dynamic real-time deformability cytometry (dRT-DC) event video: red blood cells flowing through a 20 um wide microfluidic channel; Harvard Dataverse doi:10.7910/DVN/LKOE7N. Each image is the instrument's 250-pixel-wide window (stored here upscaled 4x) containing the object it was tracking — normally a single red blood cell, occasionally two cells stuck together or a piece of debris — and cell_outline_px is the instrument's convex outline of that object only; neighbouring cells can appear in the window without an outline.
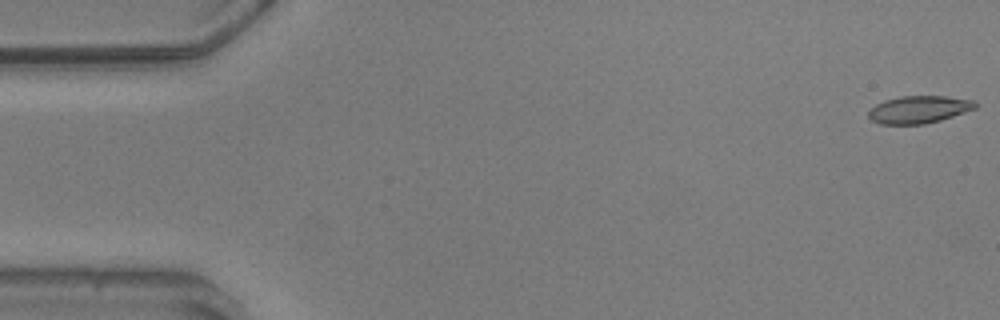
{"species": "common noctule bat (a hibernating species)", "species_latin": "Nyctalus noctula", "temperature_condition": "warm", "stored_images_in_passage": 56, "camera_frame_rate_fps": 3000, "um_per_image_px": 0.085, "animal": {"sex": "male", "body_mass_g": 20.5, "forearm_length_mm": 52.5}, "frame": {"image": 1, "passage_image": 1, "time_ms": 0.0, "image_size_px": [1000, 320], "cell_outline_px": [[976, 108], [940, 120], [924, 124], [880, 124], [872, 120], [868, 116], [868, 112], [876, 104], [884, 100], [900, 96], [944, 96], [976, 100]], "centroid_in_image_um": [78.1, 9.3], "position_along_channel_um": 6.9, "area_um2": 16.99}}
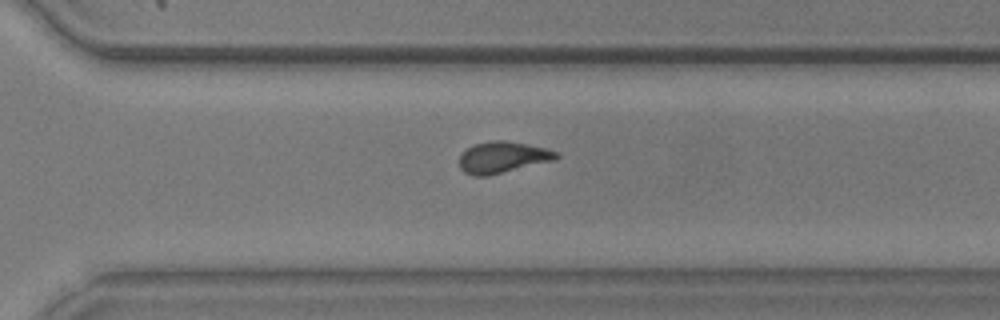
{"frame": {"image": 2, "passage_image": 39, "time_ms": 12.667, "image_size_px": [1000, 320], "cell_outline_px": [[560, 156], [556, 160], [488, 176], [476, 176], [464, 172], [460, 168], [460, 156], [468, 148], [476, 144], [492, 140], [504, 140], [544, 148], [556, 152]], "centroid_in_image_um": [42.73, 13.38], "position_along_channel_um": 327.9, "area_um2": 17.51}}
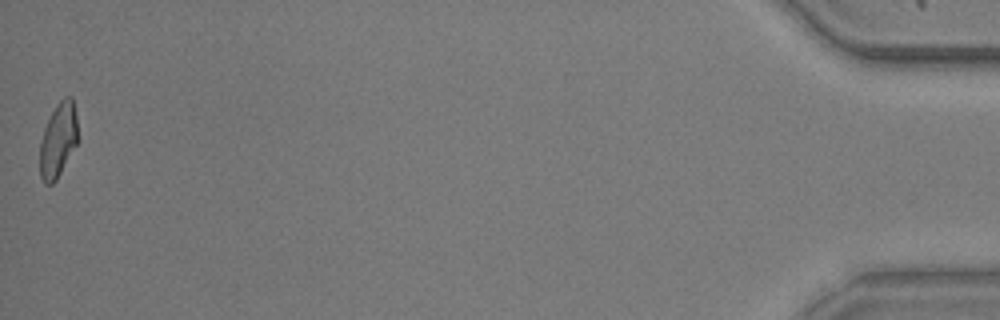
{"frame": {"image": 3, "passage_image": 56, "time_ms": 18.333, "image_size_px": [1000, 320], "cell_outline_px": [[76, 144], [56, 180], [52, 184], [44, 184], [40, 176], [40, 144], [44, 128], [56, 104], [64, 96], [72, 96], [76, 116]], "centroid_in_image_um": [4.92, 11.9], "position_along_channel_um": 430.3, "area_um2": 16.13}, "authors_computed_cell_mechanics": {"area_um2": 17.34, "velocity_mm_per_s": 3.5946, "shape_relaxation_time_tau1_ms": null, "shape_relaxation_time_tau2_ms": 1.7189, "deformation_change_tau1": null, "deformation_change_tau2": 0.0637}}